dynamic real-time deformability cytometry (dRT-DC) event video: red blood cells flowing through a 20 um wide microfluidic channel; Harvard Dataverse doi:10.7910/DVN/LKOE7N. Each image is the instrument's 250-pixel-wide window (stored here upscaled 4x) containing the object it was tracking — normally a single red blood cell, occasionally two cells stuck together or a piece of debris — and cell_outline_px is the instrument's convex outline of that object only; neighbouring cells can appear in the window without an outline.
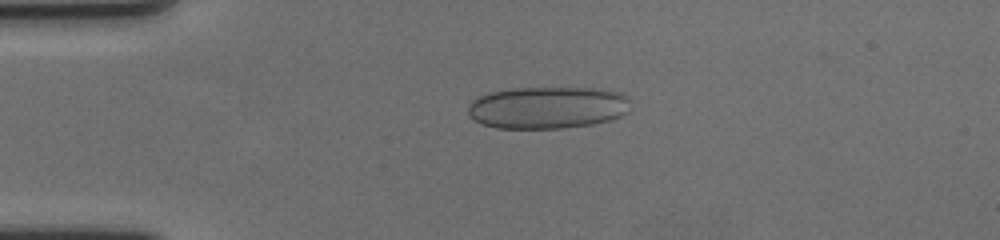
{"species": "human", "species_latin": "Homo sapiens", "temperature_condition": "cold", "stored_images_in_passage": 46, "camera_frame_rate_fps": 3000, "um_per_image_px": 0.085, "donor": {"sex": "female"}, "frame": {"image": 1, "passage_image": 1, "time_ms": 0.0, "image_size_px": [1000, 240], "cell_outline_px": [[628, 112], [620, 116], [608, 120], [592, 124], [568, 128], [496, 128], [480, 124], [468, 112], [468, 104], [476, 96], [488, 92], [512, 88], [600, 88], [620, 92], [628, 96]], "centroid_in_image_um": [46.52, 9.13], "position_along_channel_um": 38.5, "area_um2": 40.23}}
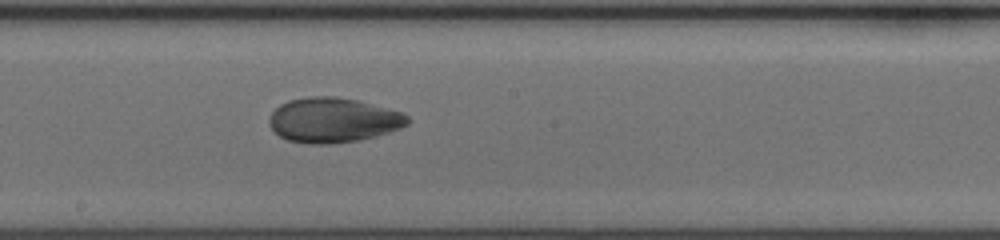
{"frame": {"image": 2, "passage_image": 20, "time_ms": 6.333, "image_size_px": [1000, 240], "cell_outline_px": [[408, 124], [400, 128], [388, 132], [356, 140], [328, 144], [308, 144], [288, 140], [280, 136], [268, 124], [268, 120], [272, 112], [280, 104], [288, 100], [308, 96], [336, 96], [356, 100], [404, 112], [408, 116]], "centroid_in_image_um": [28.29, 10.19], "position_along_channel_um": 219.9, "area_um2": 36.01}}
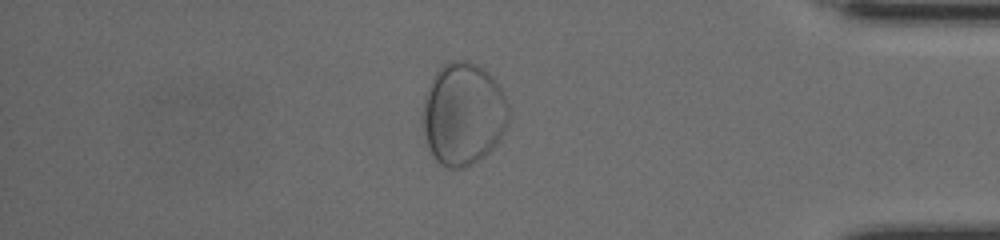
{"frame": {"image": 3, "passage_image": 38, "time_ms": 12.333, "image_size_px": [1000, 240], "cell_outline_px": [[508, 124], [504, 132], [496, 144], [480, 160], [468, 168], [448, 168], [440, 164], [436, 160], [428, 148], [420, 124], [420, 112], [424, 96], [428, 84], [432, 76], [448, 60], [468, 60], [476, 64], [488, 72], [500, 84], [508, 104]], "centroid_in_image_um": [39.34, 9.68], "position_along_channel_um": 395.9, "area_um2": 52.66}}